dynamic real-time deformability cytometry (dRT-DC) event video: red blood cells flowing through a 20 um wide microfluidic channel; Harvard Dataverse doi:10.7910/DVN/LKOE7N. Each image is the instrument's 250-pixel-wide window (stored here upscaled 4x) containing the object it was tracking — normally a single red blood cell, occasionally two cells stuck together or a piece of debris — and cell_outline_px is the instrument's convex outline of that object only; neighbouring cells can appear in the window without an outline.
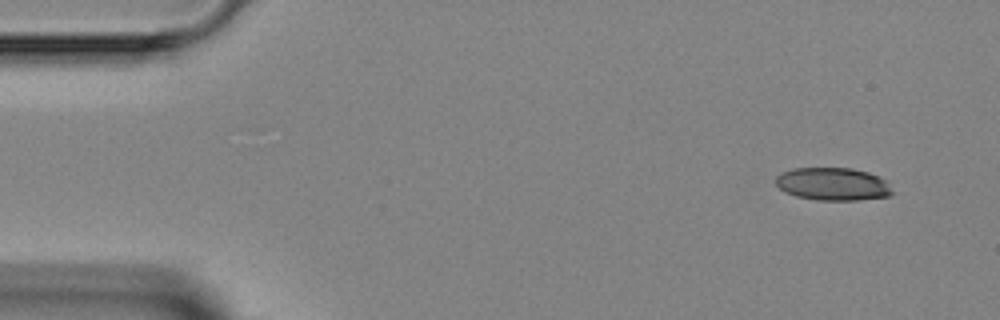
{"species": "Egyptian fruit bat (a non-hibernating species)", "species_latin": "Rousettus aegyptiacus", "temperature_condition": "room temperature", "stored_images_in_passage": 8, "camera_frame_rate_fps": 3000, "um_per_image_px": 0.085, "animal": {"sex": "female"}, "frame": {"image": 1, "passage_image": 1, "time_ms": 0.0, "image_size_px": [1000, 320], "cell_outline_px": [[896, 192], [892, 196], [860, 200], [816, 200], [796, 196], [784, 192], [776, 184], [776, 176], [780, 172], [792, 168], [852, 168], [868, 172], [880, 176], [888, 180]], "centroid_in_image_um": [70.87, 15.65], "position_along_channel_um": 14.1, "area_um2": 22.89}}
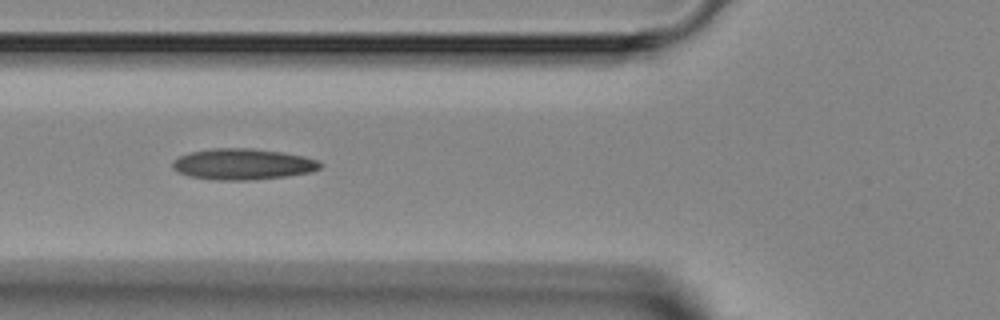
{"frame": {"image": 2, "passage_image": 5, "time_ms": 4.667, "image_size_px": [1000, 320], "cell_outline_px": [[324, 164], [320, 168], [312, 172], [284, 176], [252, 180], [216, 180], [188, 176], [172, 168], [172, 160], [180, 156], [192, 152], [212, 148], [252, 148], [280, 152], [304, 156], [316, 160]], "centroid_in_image_um": [20.64, 13.95], "position_along_channel_um": 105.2, "area_um2": 26.65}}
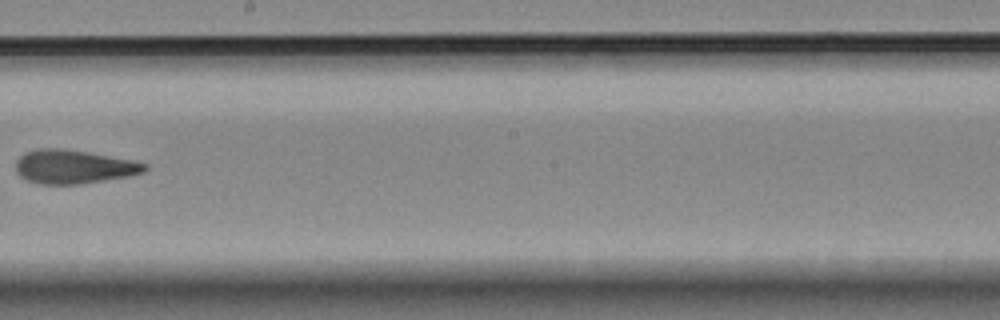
{"frame": {"image": 3, "passage_image": 8, "time_ms": 8.0, "image_size_px": [1000, 320], "cell_outline_px": [[148, 168], [144, 172], [128, 176], [80, 184], [40, 184], [28, 180], [20, 176], [16, 172], [16, 160], [24, 152], [36, 148], [64, 148], [88, 152], [132, 160], [148, 164]], "centroid_in_image_um": [6.24, 14.16], "position_along_channel_um": 242.0, "area_um2": 25.43}}